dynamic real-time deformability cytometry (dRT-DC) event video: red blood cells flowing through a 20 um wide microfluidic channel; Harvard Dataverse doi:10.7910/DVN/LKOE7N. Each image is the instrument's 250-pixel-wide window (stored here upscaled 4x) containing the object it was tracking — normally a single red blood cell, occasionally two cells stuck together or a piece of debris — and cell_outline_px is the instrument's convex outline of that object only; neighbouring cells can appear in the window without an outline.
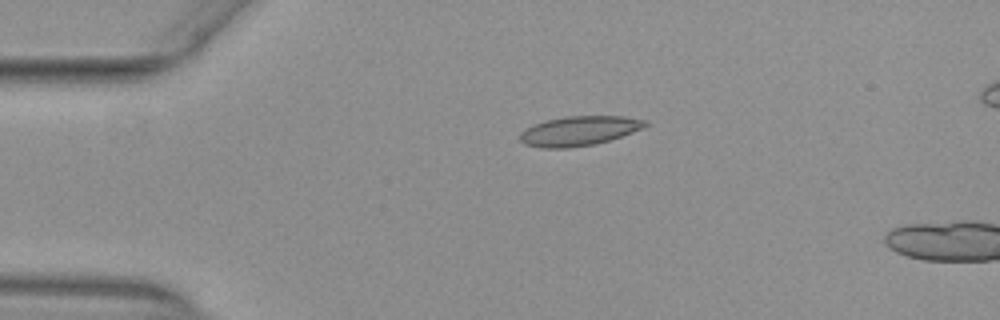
{"species": "common noctule bat (a hibernating species)", "species_latin": "Nyctalus noctula", "temperature_condition": "warm", "stored_images_in_passage": 42, "camera_frame_rate_fps": 3000, "um_per_image_px": 0.085, "animal": {"sex": "female", "body_mass_g": 29.2, "forearm_length_mm": 56.3}, "frame": {"image": 1, "passage_image": 2, "time_ms": 0.333, "image_size_px": [1000, 320], "cell_outline_px": [[648, 124], [632, 132], [596, 144], [568, 148], [540, 148], [524, 144], [520, 140], [520, 132], [536, 124], [548, 120], [568, 116], [624, 116], [648, 120]], "centroid_in_image_um": [49.22, 11.13], "position_along_channel_um": 35.8, "area_um2": 21.33}}
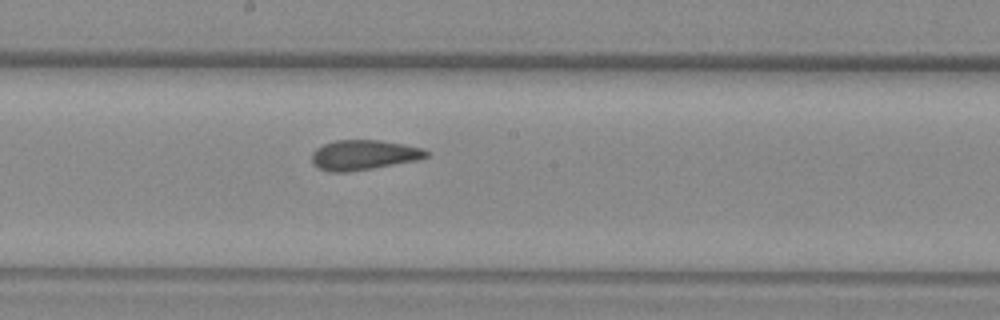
{"frame": {"image": 2, "passage_image": 19, "time_ms": 6.0, "image_size_px": [1000, 320], "cell_outline_px": [[428, 156], [416, 160], [372, 168], [348, 172], [328, 172], [312, 164], [312, 152], [316, 148], [324, 144], [336, 140], [380, 140], [424, 148], [428, 152]], "centroid_in_image_um": [30.88, 13.17], "position_along_channel_um": 217.3, "area_um2": 19.88}}
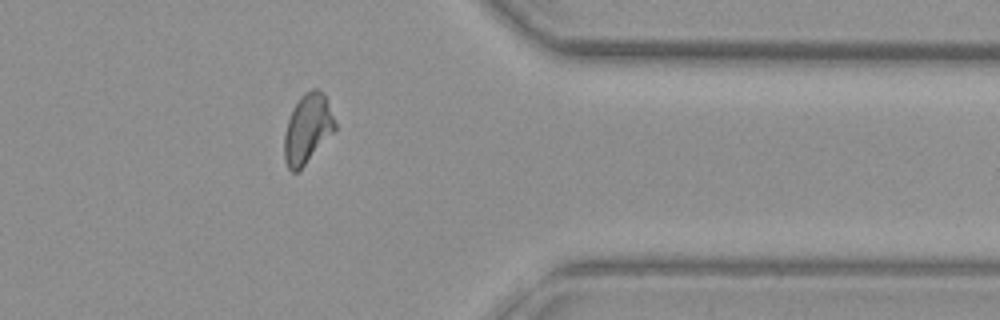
{"frame": {"image": 3, "passage_image": 33, "time_ms": 10.667, "image_size_px": [1000, 320], "cell_outline_px": [[336, 128], [304, 164], [296, 172], [292, 172], [288, 168], [284, 160], [284, 136], [288, 120], [292, 108], [300, 96], [304, 92], [312, 88], [320, 88], [324, 96], [336, 124]], "centroid_in_image_um": [26.1, 10.9], "position_along_channel_um": 385.3, "area_um2": 20.0}}